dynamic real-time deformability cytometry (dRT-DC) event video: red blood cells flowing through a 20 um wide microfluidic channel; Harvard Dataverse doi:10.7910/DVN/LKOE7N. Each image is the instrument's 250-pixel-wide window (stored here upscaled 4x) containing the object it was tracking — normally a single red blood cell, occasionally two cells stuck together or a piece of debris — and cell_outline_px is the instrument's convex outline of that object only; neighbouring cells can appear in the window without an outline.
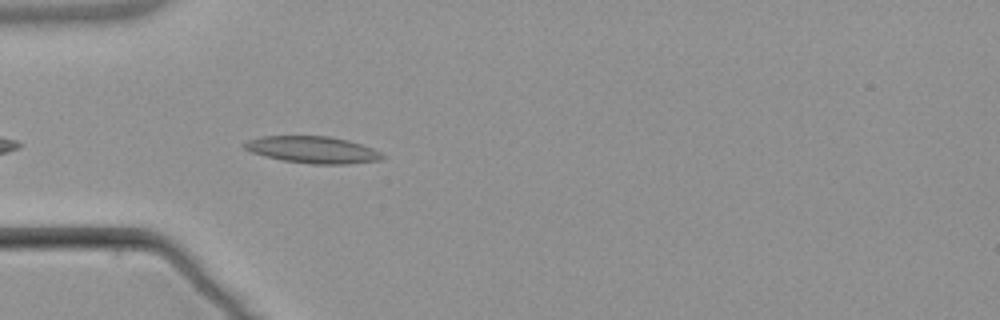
{"species": "common noctule bat (a hibernating species)", "species_latin": "Nyctalus noctula", "temperature_condition": "warm", "stored_images_in_passage": 5, "camera_frame_rate_fps": 3000, "um_per_image_px": 0.085, "animal": {"sex": "male", "body_mass_g": 21.5, "forearm_length_mm": 52.0}, "frame": {"image": 1, "passage_image": 5, "time_ms": 5.0, "image_size_px": [1000, 320], "cell_outline_px": [[384, 156], [380, 160], [348, 164], [312, 164], [284, 160], [264, 156], [248, 152], [240, 144], [248, 140], [260, 136], [328, 136], [348, 140], [372, 148], [380, 152]], "centroid_in_image_um": [26.52, 12.72], "position_along_channel_um": 58.5, "area_um2": 21.62}}